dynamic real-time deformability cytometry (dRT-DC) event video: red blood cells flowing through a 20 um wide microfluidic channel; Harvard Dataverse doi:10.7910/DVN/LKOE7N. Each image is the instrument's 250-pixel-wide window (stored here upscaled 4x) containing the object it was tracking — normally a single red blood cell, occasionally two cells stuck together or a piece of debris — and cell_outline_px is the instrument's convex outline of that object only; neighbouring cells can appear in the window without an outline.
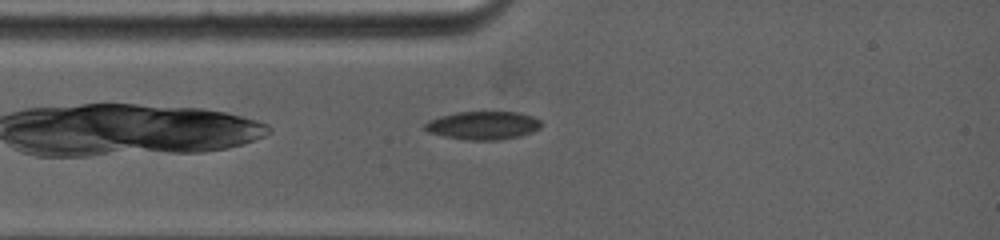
{"species": "common noctule bat (a hibernating species)", "species_latin": "Nyctalus noctula", "temperature_condition": "warm", "stored_images_in_passage": 31, "camera_frame_rate_fps": 5000, "um_per_image_px": 0.085, "animal": {"sex": "female", "body_mass_g": 19.0, "forearm_length_mm": 53.3}, "frame": {"image": 1, "passage_image": 2, "time_ms": 0.4, "image_size_px": [1000, 240], "cell_outline_px": [[540, 128], [532, 132], [516, 136], [496, 140], [472, 140], [444, 136], [428, 132], [424, 128], [424, 124], [440, 116], [456, 112], [516, 112], [532, 116], [540, 120]], "centroid_in_image_um": [41.05, 10.65], "position_along_channel_um": 43.9, "area_um2": 18.79}}
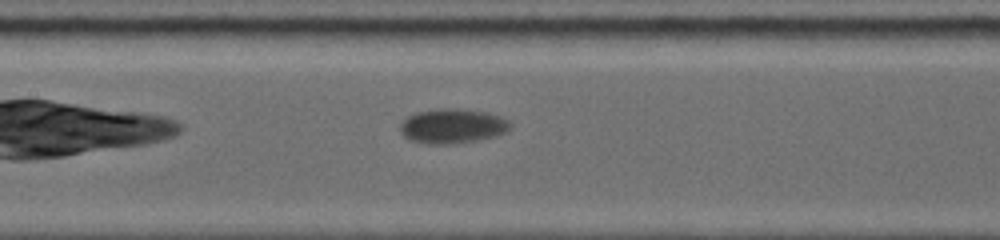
{"frame": {"image": 2, "passage_image": 11, "time_ms": 3.8, "image_size_px": [1000, 240], "cell_outline_px": [[512, 124], [504, 132], [496, 136], [448, 144], [428, 144], [412, 140], [404, 136], [400, 132], [400, 124], [408, 116], [416, 112], [436, 108], [460, 108], [488, 112], [500, 116], [508, 120]], "centroid_in_image_um": [38.44, 10.69], "position_along_channel_um": 169.0, "area_um2": 22.14}}
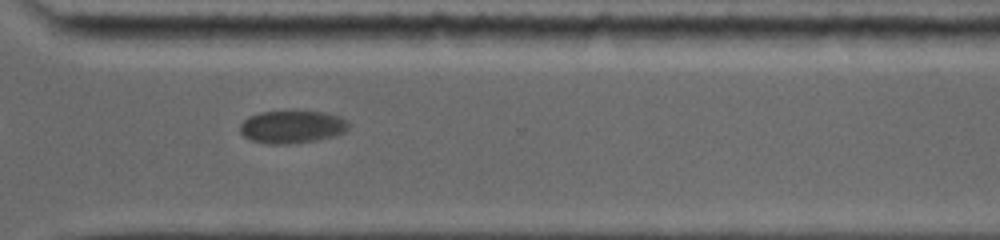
{"frame": {"image": 3, "passage_image": 22, "time_ms": 8.6, "image_size_px": [1000, 240], "cell_outline_px": [[348, 128], [344, 132], [332, 136], [312, 140], [288, 144], [276, 144], [252, 140], [244, 136], [240, 132], [240, 124], [244, 120], [260, 112], [288, 108], [296, 108], [324, 112], [336, 116], [344, 120], [348, 124]], "centroid_in_image_um": [24.79, 10.71], "position_along_channel_um": 345.8, "area_um2": 20.98}, "authors_computed_cell_mechanics": {"area_um2": 20.9236, "velocity_mm_per_s": 3.6727, "shape_relaxation_time_tau1_ms": 10.1471, "shape_relaxation_time_tau2_ms": null, "deformation_change_tau1": 0.2382, "deformation_change_tau2": null}}